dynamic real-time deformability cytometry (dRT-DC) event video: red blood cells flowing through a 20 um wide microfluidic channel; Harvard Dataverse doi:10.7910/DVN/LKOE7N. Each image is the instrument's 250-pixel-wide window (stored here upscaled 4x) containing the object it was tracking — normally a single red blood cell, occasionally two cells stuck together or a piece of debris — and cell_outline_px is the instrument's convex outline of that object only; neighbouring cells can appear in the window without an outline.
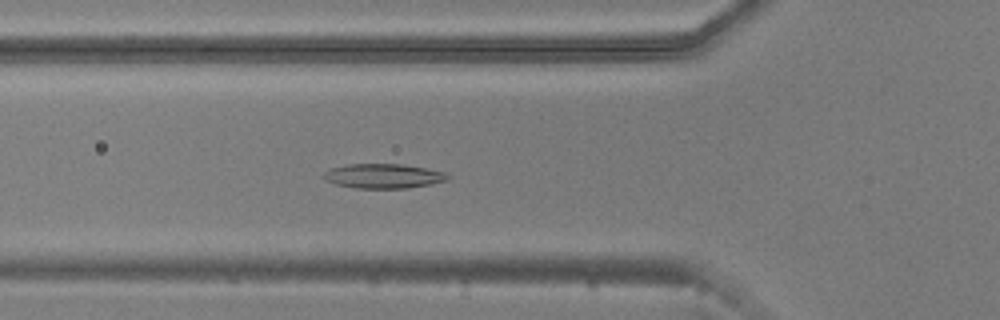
{"species": "common noctule bat (a hibernating species)", "species_latin": "Nyctalus noctula", "temperature_condition": "warm", "stored_images_in_passage": 45, "camera_frame_rate_fps": 3000, "um_per_image_px": 0.085, "animal": {"sex": "male", "body_mass_g": 20.5, "forearm_length_mm": 52.5}, "frame": {"image": 1, "passage_image": 9, "time_ms": 2.667, "image_size_px": [1000, 320], "cell_outline_px": [[452, 176], [448, 180], [432, 184], [408, 188], [356, 188], [336, 184], [320, 176], [324, 172], [332, 168], [348, 164], [400, 164], [424, 168], [444, 172]], "centroid_in_image_um": [32.61, 14.96], "position_along_channel_um": 93.2, "area_um2": 17.69}}
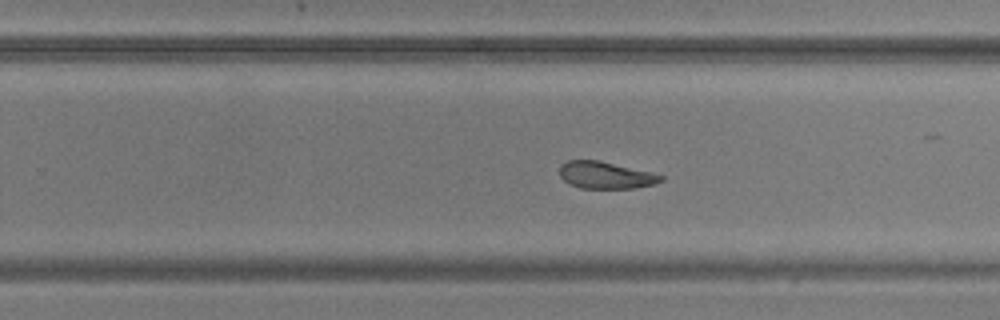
{"frame": {"image": 2, "passage_image": 24, "time_ms": 7.667, "image_size_px": [1000, 320], "cell_outline_px": [[664, 180], [656, 184], [632, 188], [580, 188], [564, 180], [560, 176], [560, 164], [568, 160], [596, 160], [652, 172], [664, 176]], "centroid_in_image_um": [51.5, 14.89], "position_along_channel_um": 278.3, "area_um2": 15.84}}
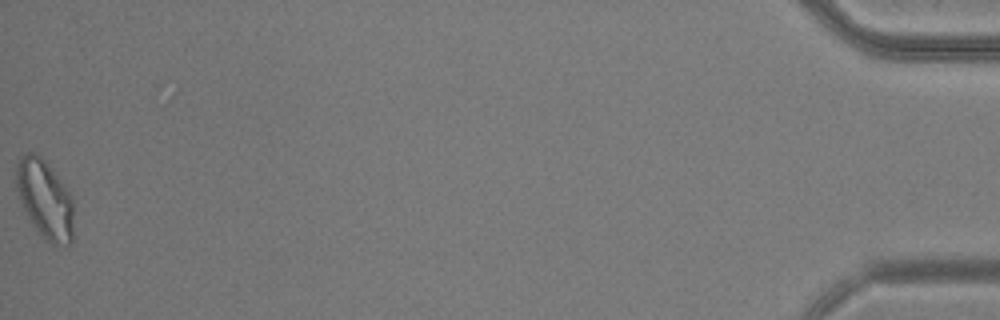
{"frame": {"image": 3, "passage_image": 45, "time_ms": 14.667, "image_size_px": [1000, 320], "cell_outline_px": [[72, 244], [52, 244], [44, 240], [32, 224], [24, 208], [16, 188], [16, 168], [20, 156], [28, 152], [36, 152], [48, 164], [72, 196]], "centroid_in_image_um": [3.8, 16.93], "position_along_channel_um": 431.4, "area_um2": 26.01}, "authors_computed_cell_mechanics": {"area_um2": 17.8602, "velocity_mm_per_s": 3.7042, "shape_relaxation_time_tau1_ms": 7.3108, "shape_relaxation_time_tau2_ms": 5.9099, "deformation_change_tau1": 0.1504, "deformation_change_tau2": 0.1433}}